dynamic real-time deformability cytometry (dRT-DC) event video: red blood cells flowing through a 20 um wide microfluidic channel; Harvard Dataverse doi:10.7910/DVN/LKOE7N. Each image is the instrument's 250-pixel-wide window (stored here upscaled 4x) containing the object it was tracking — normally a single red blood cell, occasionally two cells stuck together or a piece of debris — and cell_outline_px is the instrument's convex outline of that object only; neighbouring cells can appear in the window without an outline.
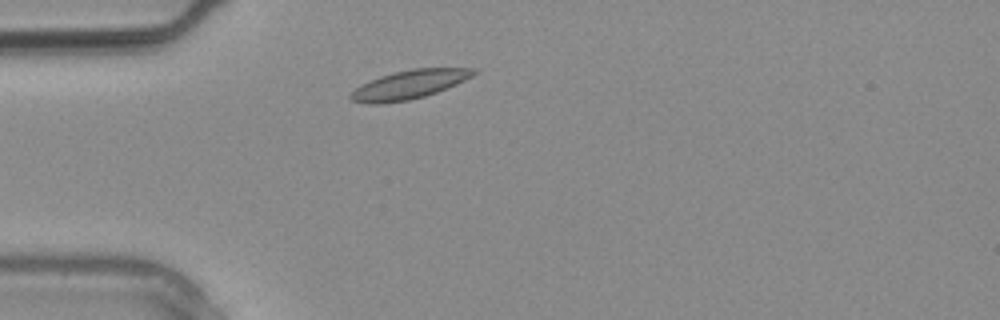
{"species": "common noctule bat (a hibernating species)", "species_latin": "Nyctalus noctula", "temperature_condition": "warm", "stored_images_in_passage": 1, "camera_frame_rate_fps": 3000, "um_per_image_px": 0.085, "animal": {"sex": "male", "body_mass_g": 20.4}, "frame": {"image": 1, "passage_image": 1, "time_ms": 0.0, "image_size_px": [1000, 320], "cell_outline_px": [[480, 72], [456, 84], [436, 92], [424, 96], [408, 100], [380, 104], [368, 104], [352, 100], [348, 96], [356, 88], [368, 80], [380, 76], [412, 68], [476, 68]], "centroid_in_image_um": [34.79, 7.18], "position_along_channel_um": 50.2, "area_um2": 20.52}}